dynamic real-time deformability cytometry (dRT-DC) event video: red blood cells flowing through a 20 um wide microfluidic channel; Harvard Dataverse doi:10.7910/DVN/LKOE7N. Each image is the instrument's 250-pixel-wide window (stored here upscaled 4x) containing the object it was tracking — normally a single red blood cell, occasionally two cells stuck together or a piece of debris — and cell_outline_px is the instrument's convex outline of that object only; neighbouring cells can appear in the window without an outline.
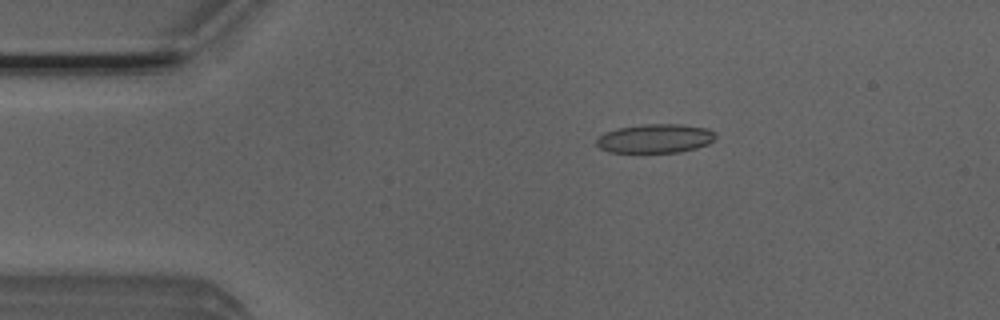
{"species": "Egyptian fruit bat (a non-hibernating species)", "species_latin": "Rousettus aegyptiacus", "temperature_condition": "room temperature", "stored_images_in_passage": 4, "camera_frame_rate_fps": 3000, "um_per_image_px": 0.085, "animal": {"sex": "male"}, "frame": {"image": 1, "passage_image": 3, "time_ms": 0.667, "image_size_px": [1000, 320], "cell_outline_px": [[716, 136], [708, 144], [696, 148], [680, 152], [608, 152], [600, 148], [596, 144], [596, 140], [604, 132], [616, 128], [640, 124], [680, 124], [708, 128], [716, 132]], "centroid_in_image_um": [55.69, 11.76], "position_along_channel_um": 29.3, "area_um2": 20.23}}